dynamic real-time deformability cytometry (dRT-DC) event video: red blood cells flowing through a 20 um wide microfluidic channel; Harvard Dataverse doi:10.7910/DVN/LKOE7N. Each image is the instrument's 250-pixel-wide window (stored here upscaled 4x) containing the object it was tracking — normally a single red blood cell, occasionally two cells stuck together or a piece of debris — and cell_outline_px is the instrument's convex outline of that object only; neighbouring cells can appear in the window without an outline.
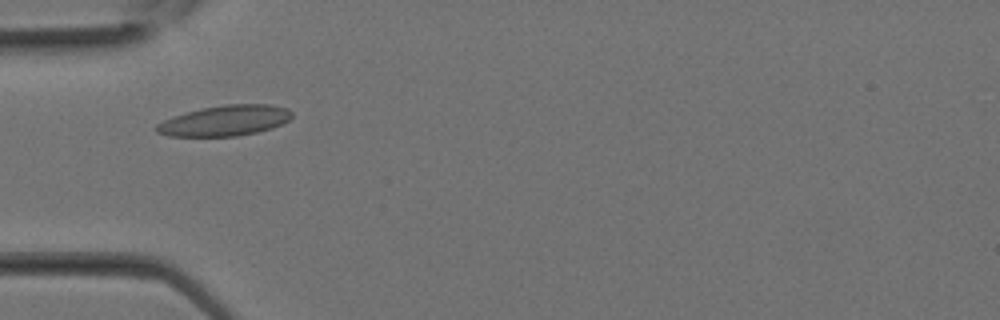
{"species": "Egyptian fruit bat (a non-hibernating species)", "species_latin": "Rousettus aegyptiacus", "temperature_condition": "room temperature", "stored_images_in_passage": 15, "camera_frame_rate_fps": 3000, "um_per_image_px": 0.085, "animal": {"sex": "female"}, "frame": {"image": 1, "passage_image": 8, "time_ms": 2.333, "image_size_px": [1000, 320], "cell_outline_px": [[292, 116], [288, 120], [272, 128], [256, 132], [236, 136], [168, 136], [156, 132], [156, 124], [172, 116], [204, 108], [224, 104], [268, 104], [288, 108], [292, 112]], "centroid_in_image_um": [19.12, 10.25], "position_along_channel_um": 65.9, "area_um2": 23.93}}
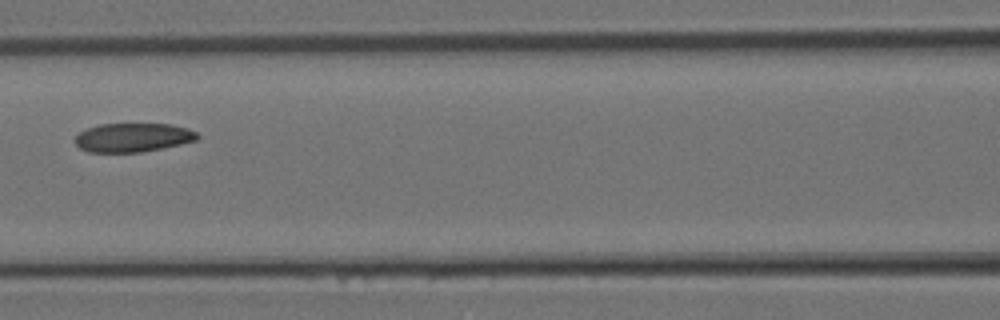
{"frame": {"image": 2, "passage_image": 12, "time_ms": 3.667, "image_size_px": [1000, 320], "cell_outline_px": [[200, 136], [196, 140], [180, 144], [140, 152], [88, 152], [80, 148], [76, 144], [76, 136], [80, 132], [88, 128], [100, 124], [172, 124], [188, 128], [196, 132]], "centroid_in_image_um": [11.31, 11.68], "position_along_channel_um": 155.3, "area_um2": 20.4}}
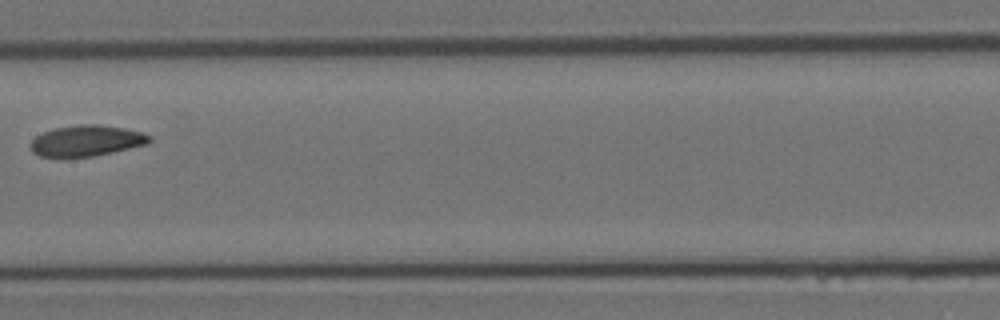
{"frame": {"image": 3, "passage_image": 14, "time_ms": 4.333, "image_size_px": [1000, 320], "cell_outline_px": [[152, 140], [148, 144], [112, 152], [92, 156], [40, 156], [32, 152], [32, 140], [36, 136], [44, 132], [56, 128], [76, 124], [96, 124], [124, 128], [144, 132], [152, 136]], "centroid_in_image_um": [7.42, 11.94], "position_along_channel_um": 200.0, "area_um2": 21.21}}